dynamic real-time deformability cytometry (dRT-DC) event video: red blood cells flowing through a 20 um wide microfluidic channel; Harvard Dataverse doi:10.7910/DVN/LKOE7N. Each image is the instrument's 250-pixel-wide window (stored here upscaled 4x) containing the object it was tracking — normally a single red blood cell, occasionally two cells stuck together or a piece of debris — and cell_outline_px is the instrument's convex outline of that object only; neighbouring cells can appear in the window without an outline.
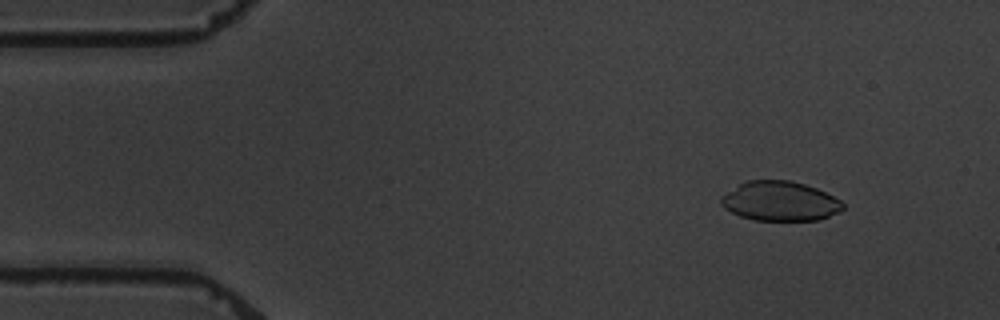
{"species": "common noctule bat (a hibernating species)", "species_latin": "Nyctalus noctula", "temperature_condition": "warm", "stored_images_in_passage": 4, "camera_frame_rate_fps": 3000, "um_per_image_px": 0.085, "animal": {"sex": "male", "body_mass_g": 19.5, "forearm_length_mm": 54.6}, "frame": {"image": 1, "passage_image": 2, "time_ms": 1.333, "image_size_px": [1000, 320], "cell_outline_px": [[844, 208], [840, 212], [820, 220], [756, 220], [740, 216], [724, 208], [720, 204], [720, 196], [740, 184], [748, 180], [792, 180], [816, 188], [840, 200], [844, 204]], "centroid_in_image_um": [66.3, 17.1], "position_along_channel_um": 18.7, "area_um2": 28.09}}